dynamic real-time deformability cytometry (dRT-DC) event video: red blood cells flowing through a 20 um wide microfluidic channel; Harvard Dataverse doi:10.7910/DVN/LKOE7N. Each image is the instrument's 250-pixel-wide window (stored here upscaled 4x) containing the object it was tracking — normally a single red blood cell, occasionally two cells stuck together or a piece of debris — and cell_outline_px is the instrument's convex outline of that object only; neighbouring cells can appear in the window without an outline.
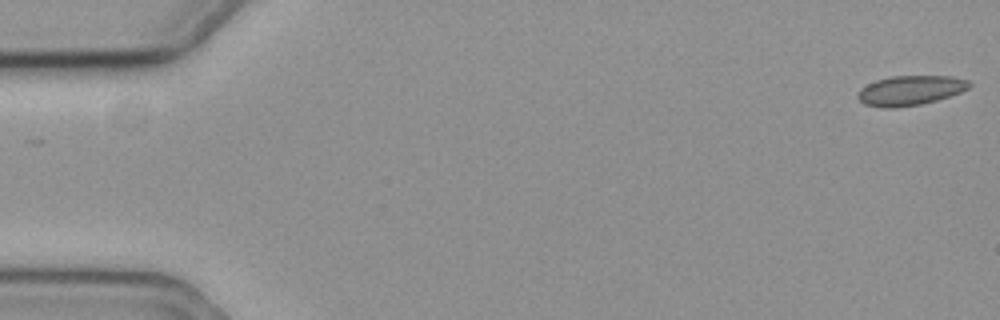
{"species": "common noctule bat (a hibernating species)", "species_latin": "Nyctalus noctula", "temperature_condition": "cold", "stored_images_in_passage": 53, "camera_frame_rate_fps": 3000, "um_per_image_px": 0.085, "animal": {"sex": "female", "body_mass_g": 19.3, "forearm_length_mm": 54.1}, "frame": {"image": 1, "passage_image": 1, "time_ms": 0.0, "image_size_px": [1000, 320], "cell_outline_px": [[972, 84], [968, 88], [960, 92], [936, 100], [920, 104], [892, 108], [880, 108], [864, 104], [856, 96], [860, 88], [876, 80], [892, 76], [952, 76], [968, 80]], "centroid_in_image_um": [77.34, 7.68], "position_along_channel_um": 7.7, "area_um2": 19.25}}
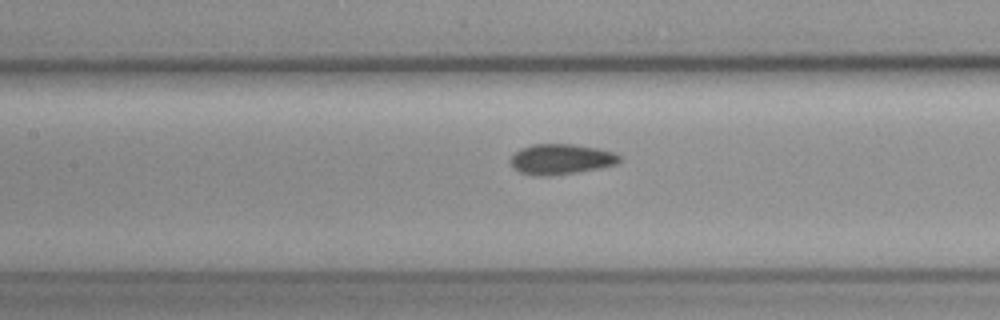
{"frame": {"image": 2, "passage_image": 26, "time_ms": 8.333, "image_size_px": [1000, 320], "cell_outline_px": [[620, 160], [616, 164], [600, 168], [552, 176], [532, 176], [520, 172], [512, 168], [508, 160], [520, 148], [532, 144], [572, 144], [600, 148], [616, 152], [620, 156]], "centroid_in_image_um": [47.66, 13.53], "position_along_channel_um": 159.7, "area_um2": 19.65}}
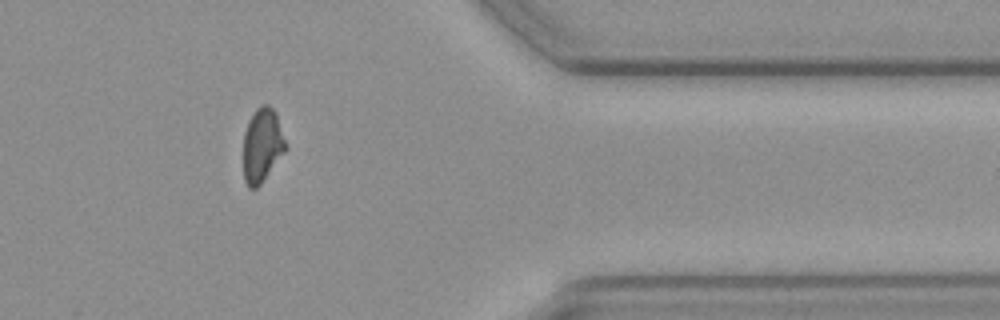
{"frame": {"image": 3, "passage_image": 47, "time_ms": 15.333, "image_size_px": [1000, 320], "cell_outline_px": [[288, 148], [260, 184], [256, 188], [248, 188], [244, 180], [244, 132], [248, 120], [256, 108], [264, 104], [268, 104], [276, 112]], "centroid_in_image_um": [22.29, 12.32], "position_along_channel_um": 389.1, "area_um2": 18.26}, "authors_computed_cell_mechanics": {"area_um2": 18.785, "velocity_mm_per_s": 3.6003, "shape_relaxation_time_tau1_ms": null, "shape_relaxation_time_tau2_ms": 5.9072, "deformation_change_tau1": null, "deformation_change_tau2": 0.1064}}